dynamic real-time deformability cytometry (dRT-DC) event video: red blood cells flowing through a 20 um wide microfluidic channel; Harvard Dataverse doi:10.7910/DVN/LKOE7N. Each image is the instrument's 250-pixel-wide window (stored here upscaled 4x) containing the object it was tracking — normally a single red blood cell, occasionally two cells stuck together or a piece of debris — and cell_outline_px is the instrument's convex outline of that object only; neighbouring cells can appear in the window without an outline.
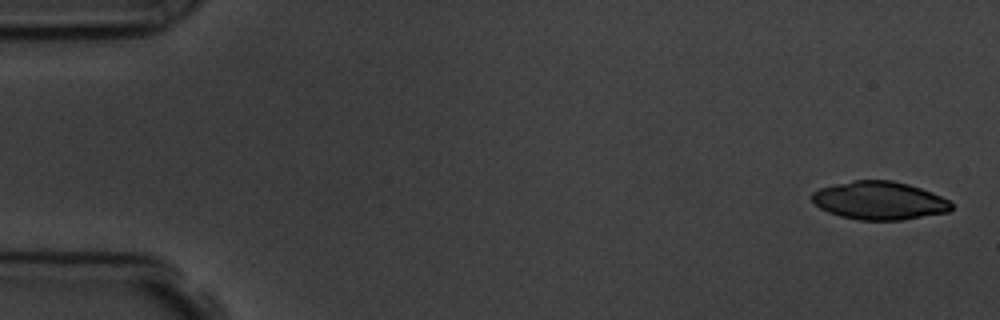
{"species": "common noctule bat (a hibernating species)", "species_latin": "Nyctalus noctula", "temperature_condition": "room temperature", "stored_images_in_passage": 5, "camera_frame_rate_fps": 3000, "um_per_image_px": 0.085, "animal": {"sex": "male", "body_mass_g": 19.5, "forearm_length_mm": 54.6}, "frame": {"image": 1, "passage_image": 1, "time_ms": 0.0, "image_size_px": [1000, 320], "cell_outline_px": [[952, 208], [948, 212], [900, 220], [860, 220], [840, 216], [828, 212], [820, 208], [812, 200], [812, 192], [820, 188], [852, 180], [892, 180], [908, 184], [932, 192], [948, 200], [952, 204]], "centroid_in_image_um": [74.74, 17.04], "position_along_channel_um": 10.3, "area_um2": 30.87}}